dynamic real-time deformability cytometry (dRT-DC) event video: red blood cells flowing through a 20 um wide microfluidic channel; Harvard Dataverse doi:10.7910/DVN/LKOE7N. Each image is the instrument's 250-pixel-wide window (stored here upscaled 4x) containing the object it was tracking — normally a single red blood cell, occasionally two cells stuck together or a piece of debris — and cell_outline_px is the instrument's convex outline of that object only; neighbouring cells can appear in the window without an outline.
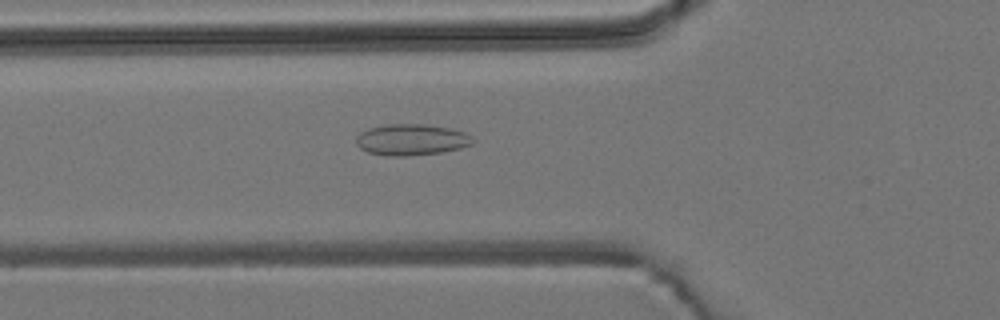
{"species": "common noctule bat (a hibernating species)", "species_latin": "Nyctalus noctula", "temperature_condition": "room temperature", "stored_images_in_passage": 51, "camera_frame_rate_fps": 3000, "um_per_image_px": 0.085, "animal": {"sex": "male", "body_mass_g": 19.2, "forearm_length_mm": 51.8}, "frame": {"image": 1, "passage_image": 19, "time_ms": 6.0, "image_size_px": [1000, 320], "cell_outline_px": [[476, 140], [472, 144], [460, 148], [440, 152], [408, 156], [388, 156], [368, 152], [360, 148], [356, 144], [356, 136], [360, 132], [368, 128], [388, 124], [424, 124], [452, 128], [464, 132], [472, 136]], "centroid_in_image_um": [34.98, 11.87], "position_along_channel_um": 90.8, "area_um2": 21.39}}
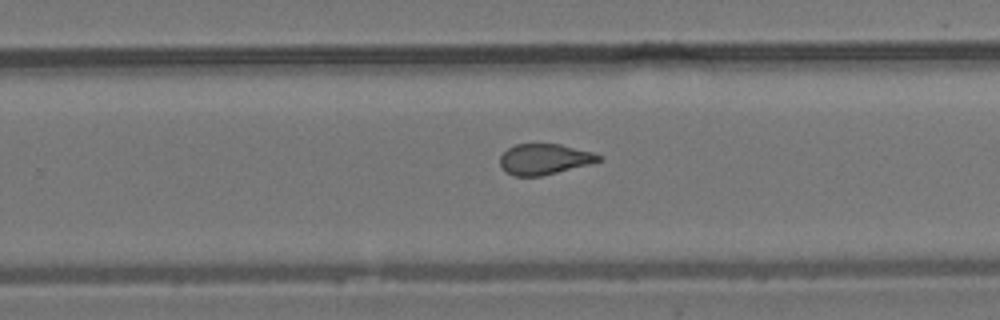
{"frame": {"image": 2, "passage_image": 34, "time_ms": 11.0, "image_size_px": [1000, 320], "cell_outline_px": [[604, 156], [600, 160], [592, 164], [540, 176], [512, 176], [500, 164], [500, 156], [508, 148], [516, 144], [560, 144], [592, 152]], "centroid_in_image_um": [46.3, 13.53], "position_along_channel_um": 283.5, "area_um2": 17.57}}
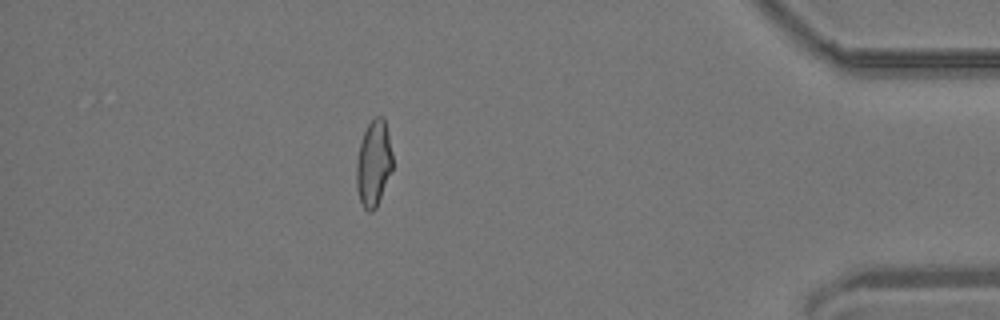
{"frame": {"image": 3, "passage_image": 47, "time_ms": 15.333, "image_size_px": [1000, 320], "cell_outline_px": [[392, 168], [376, 208], [372, 212], [368, 212], [364, 208], [360, 200], [356, 188], [356, 164], [360, 144], [364, 132], [368, 124], [376, 116], [384, 116], [388, 132], [392, 152]], "centroid_in_image_um": [31.75, 13.88], "position_along_channel_um": 403.4, "area_um2": 18.03}}